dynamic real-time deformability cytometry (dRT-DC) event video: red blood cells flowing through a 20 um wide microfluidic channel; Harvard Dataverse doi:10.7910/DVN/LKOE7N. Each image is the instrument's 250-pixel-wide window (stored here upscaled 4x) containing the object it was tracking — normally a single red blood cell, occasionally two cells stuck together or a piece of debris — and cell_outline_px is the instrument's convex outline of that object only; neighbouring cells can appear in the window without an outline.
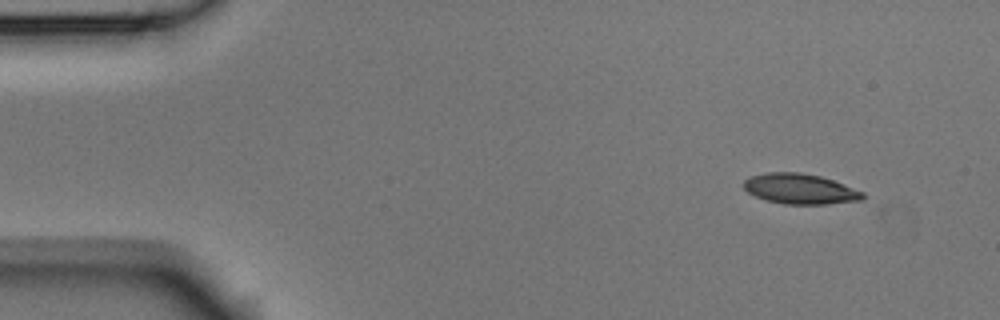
{"species": "Egyptian fruit bat (a non-hibernating species)", "species_latin": "Rousettus aegyptiacus", "temperature_condition": "room temperature", "stored_images_in_passage": 4, "camera_frame_rate_fps": 3000, "um_per_image_px": 0.085, "animal": {"sex": "male"}, "frame": {"image": 1, "passage_image": 1, "time_ms": 0.0, "image_size_px": [1000, 320], "cell_outline_px": [[864, 200], [824, 204], [784, 204], [768, 200], [756, 196], [748, 192], [744, 188], [744, 180], [752, 176], [768, 172], [800, 172], [820, 176], [844, 184], [864, 192]], "centroid_in_image_um": [68.03, 16.05], "position_along_channel_um": 17.0, "area_um2": 20.87}}
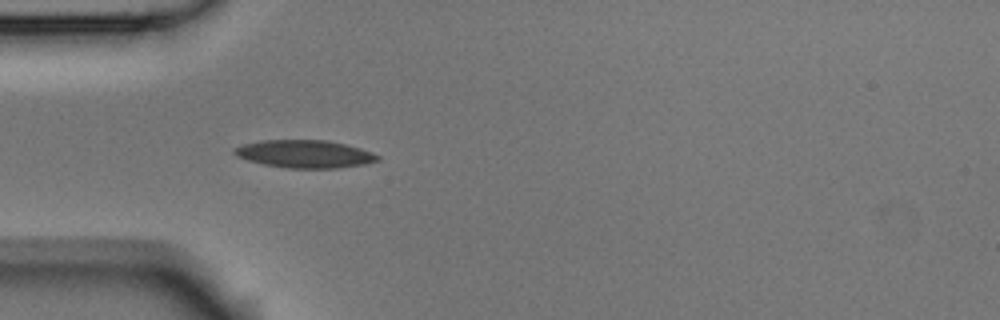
{"frame": {"image": 2, "passage_image": 4, "time_ms": 1.0, "image_size_px": [1000, 320], "cell_outline_px": [[380, 160], [364, 164], [336, 168], [288, 168], [264, 164], [248, 160], [236, 156], [232, 152], [232, 148], [244, 144], [260, 140], [328, 140], [360, 148], [372, 152], [380, 156]], "centroid_in_image_um": [25.88, 13.08], "position_along_channel_um": 59.1, "area_um2": 23.18}}